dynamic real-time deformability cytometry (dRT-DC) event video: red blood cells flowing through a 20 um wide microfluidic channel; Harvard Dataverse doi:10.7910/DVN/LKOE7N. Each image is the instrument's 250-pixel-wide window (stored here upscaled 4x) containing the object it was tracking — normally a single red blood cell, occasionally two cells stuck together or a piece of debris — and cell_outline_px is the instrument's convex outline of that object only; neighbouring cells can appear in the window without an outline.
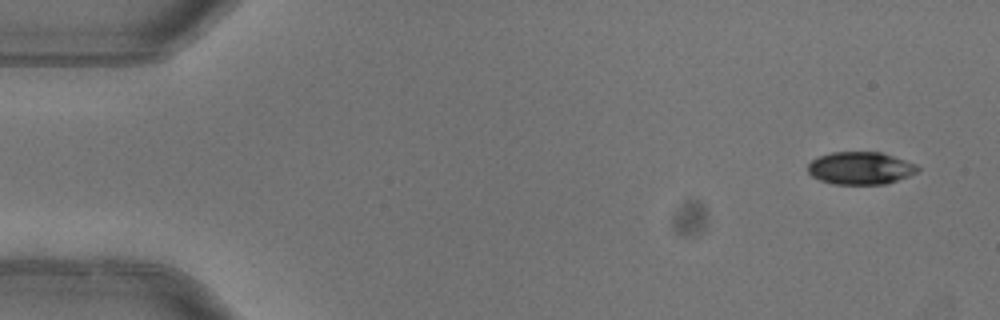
{"species": "common noctule bat (a hibernating species)", "species_latin": "Nyctalus noctula", "temperature_condition": "warm", "stored_images_in_passage": 5, "camera_frame_rate_fps": 3000, "um_per_image_px": 0.085, "animal": {"sex": "female"}, "frame": {"image": 1, "passage_image": 1, "time_ms": 0.0, "image_size_px": [1000, 320], "cell_outline_px": [[920, 168], [916, 172], [908, 176], [884, 184], [832, 184], [820, 180], [812, 176], [808, 172], [808, 164], [812, 160], [820, 156], [832, 152], [880, 152], [916, 164]], "centroid_in_image_um": [73.11, 14.29], "position_along_channel_um": 11.9, "area_um2": 20.63}}
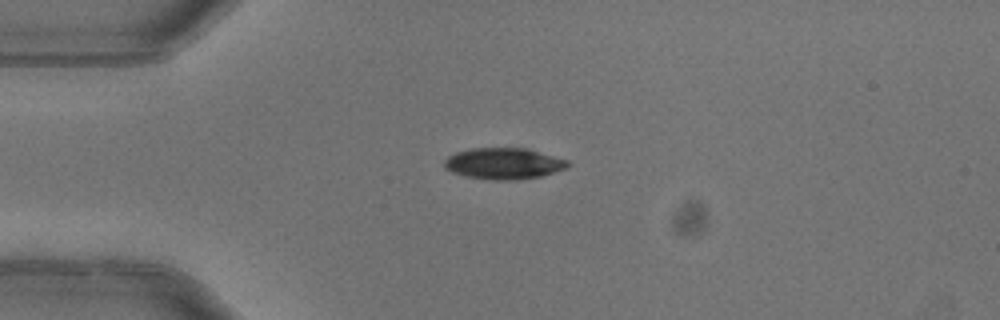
{"frame": {"image": 2, "passage_image": 3, "time_ms": 0.667, "image_size_px": [1000, 320], "cell_outline_px": [[572, 164], [568, 168], [540, 176], [516, 180], [492, 180], [464, 176], [452, 172], [444, 168], [444, 160], [448, 156], [456, 152], [472, 148], [528, 148], [568, 160]], "centroid_in_image_um": [42.83, 13.9], "position_along_channel_um": 42.2, "area_um2": 22.72}}
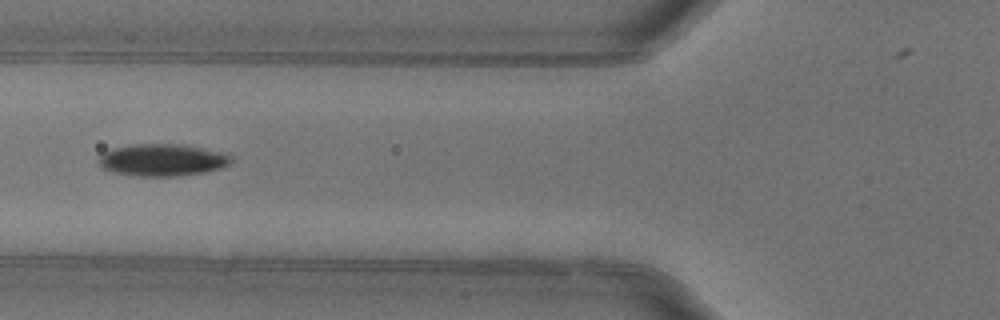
{"frame": {"image": 3, "passage_image": 5, "time_ms": 1.333, "image_size_px": [1000, 320], "cell_outline_px": [[232, 160], [228, 164], [220, 168], [204, 172], [176, 176], [136, 176], [116, 172], [100, 168], [96, 160], [104, 152], [112, 148], [128, 144], [188, 144], [220, 152], [232, 156]], "centroid_in_image_um": [13.75, 13.58], "position_along_channel_um": 112.0, "area_um2": 24.97}}